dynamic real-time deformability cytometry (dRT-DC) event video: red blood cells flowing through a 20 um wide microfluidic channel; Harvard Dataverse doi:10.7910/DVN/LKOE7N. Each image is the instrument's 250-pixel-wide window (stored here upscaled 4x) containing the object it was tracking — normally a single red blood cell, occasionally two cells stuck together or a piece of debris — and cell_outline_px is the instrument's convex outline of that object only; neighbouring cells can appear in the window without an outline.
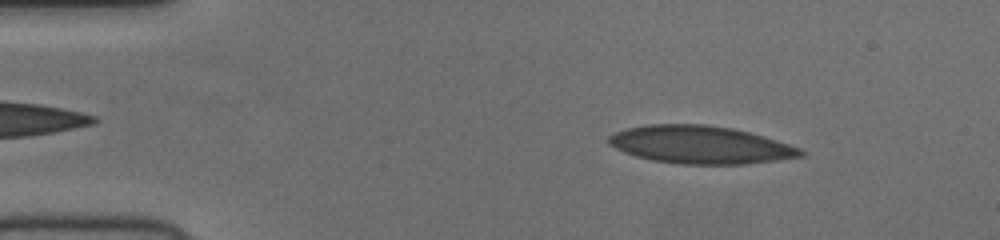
{"species": "human", "species_latin": "Homo sapiens", "temperature_condition": "cold", "stored_images_in_passage": 50, "camera_frame_rate_fps": 3000, "um_per_image_px": 0.085, "donor": {"sex": "female"}, "frame": {"image": 1, "passage_image": 6, "time_ms": 1.667, "image_size_px": [1000, 240], "cell_outline_px": [[804, 152], [800, 156], [740, 164], [684, 164], [656, 160], [640, 156], [616, 148], [608, 140], [608, 136], [616, 132], [628, 128], [652, 124], [704, 124], [732, 128], [748, 132], [800, 148]], "centroid_in_image_um": [59.51, 12.29], "position_along_channel_um": 25.5, "area_um2": 40.98}}
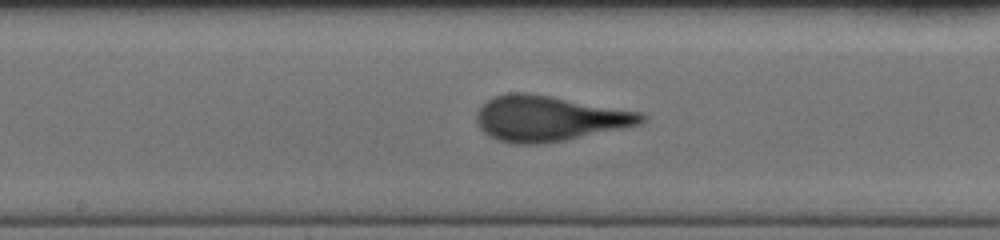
{"frame": {"image": 2, "passage_image": 25, "time_ms": 8.0, "image_size_px": [1000, 240], "cell_outline_px": [[644, 120], [636, 124], [564, 140], [540, 144], [516, 144], [500, 140], [484, 132], [480, 128], [476, 116], [480, 108], [488, 100], [496, 96], [508, 92], [528, 92], [552, 96], [640, 112], [644, 116]], "centroid_in_image_um": [46.6, 10.05], "position_along_channel_um": 201.6, "area_um2": 42.66}}
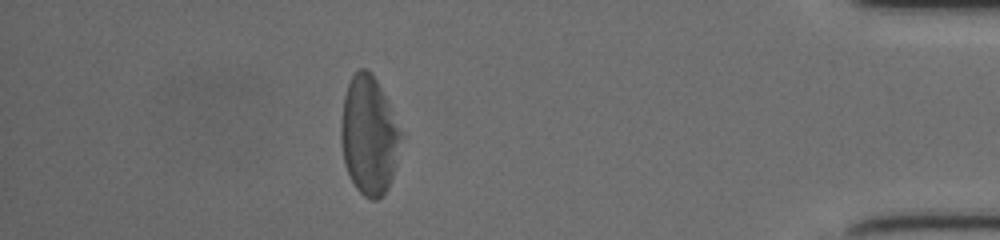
{"frame": {"image": 3, "passage_image": 44, "time_ms": 14.333, "image_size_px": [1000, 240], "cell_outline_px": [[400, 132], [392, 176], [388, 188], [376, 200], [372, 200], [364, 196], [356, 188], [344, 164], [340, 140], [340, 128], [344, 96], [348, 84], [352, 76], [360, 68], [364, 68], [376, 80], [384, 96]], "centroid_in_image_um": [31.29, 11.54], "position_along_channel_um": 403.9, "area_um2": 40.0}}